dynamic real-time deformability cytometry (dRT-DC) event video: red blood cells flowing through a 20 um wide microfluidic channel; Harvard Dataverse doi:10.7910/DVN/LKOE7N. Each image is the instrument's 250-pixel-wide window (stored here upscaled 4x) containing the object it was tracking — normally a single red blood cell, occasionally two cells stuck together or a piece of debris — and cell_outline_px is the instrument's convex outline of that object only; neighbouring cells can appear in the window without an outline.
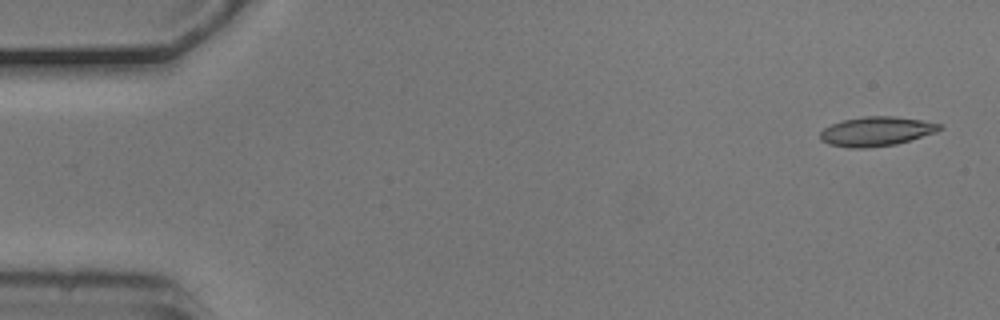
{"species": "common noctule bat (a hibernating species)", "species_latin": "Nyctalus noctula", "temperature_condition": "cold", "stored_images_in_passage": 5, "camera_frame_rate_fps": 3000, "um_per_image_px": 0.085, "animal": {"sex": "male", "body_mass_g": 20.5, "forearm_length_mm": 52.5}, "frame": {"image": 1, "passage_image": 1, "time_ms": 0.0, "image_size_px": [1000, 320], "cell_outline_px": [[944, 128], [936, 132], [896, 144], [864, 148], [848, 148], [828, 144], [820, 140], [820, 132], [824, 128], [832, 124], [844, 120], [864, 116], [892, 116], [920, 120], [944, 124]], "centroid_in_image_um": [74.49, 11.17], "position_along_channel_um": 10.5, "area_um2": 20.4}}
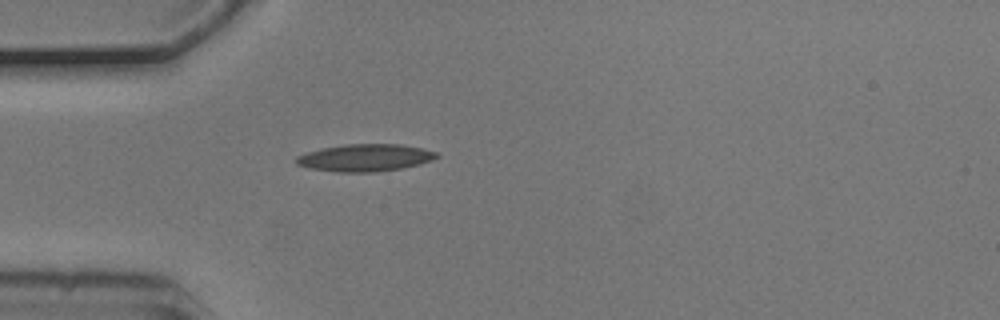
{"frame": {"image": 2, "passage_image": 5, "time_ms": 1.333, "image_size_px": [1000, 320], "cell_outline_px": [[440, 156], [432, 160], [420, 164], [400, 168], [372, 172], [336, 172], [308, 168], [296, 164], [296, 156], [308, 152], [324, 148], [344, 144], [400, 144], [420, 148], [436, 152]], "centroid_in_image_um": [31.02, 13.41], "position_along_channel_um": 54.0, "area_um2": 22.14}}